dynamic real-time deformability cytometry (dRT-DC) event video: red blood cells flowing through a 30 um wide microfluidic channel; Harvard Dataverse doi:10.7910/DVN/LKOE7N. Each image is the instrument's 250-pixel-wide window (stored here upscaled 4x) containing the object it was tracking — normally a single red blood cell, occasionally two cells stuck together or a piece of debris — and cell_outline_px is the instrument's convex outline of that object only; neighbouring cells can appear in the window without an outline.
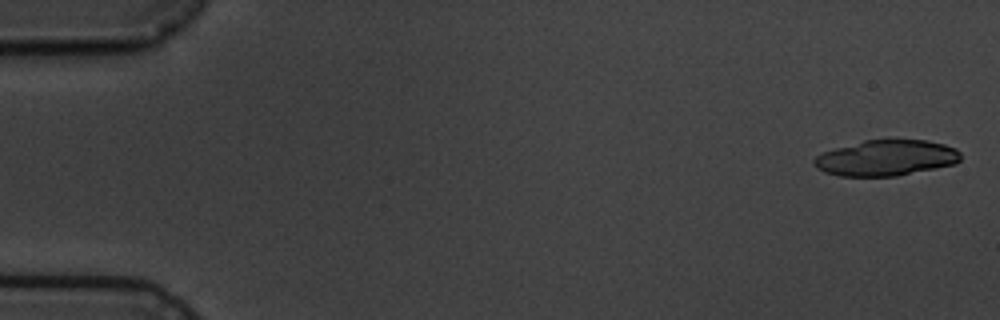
{"species": "common noctule bat (a hibernating species)", "species_latin": "Nyctalus noctula", "temperature_condition": "cold", "stored_images_in_passage": 5, "camera_frame_rate_fps": 3000, "um_per_image_px": 0.085, "animal": {"sex": "male", "body_mass_g": 19.5, "forearm_length_mm": 54.6}, "frame": {"image": 1, "passage_image": 1, "time_ms": 0.0, "image_size_px": [1000, 320], "cell_outline_px": [[960, 160], [956, 164], [896, 176], [840, 176], [824, 172], [816, 168], [812, 164], [812, 160], [816, 156], [824, 152], [836, 148], [864, 140], [928, 140], [944, 144], [956, 148], [960, 152]], "centroid_in_image_um": [75.32, 13.43], "position_along_channel_um": 9.7, "area_um2": 30.58}}